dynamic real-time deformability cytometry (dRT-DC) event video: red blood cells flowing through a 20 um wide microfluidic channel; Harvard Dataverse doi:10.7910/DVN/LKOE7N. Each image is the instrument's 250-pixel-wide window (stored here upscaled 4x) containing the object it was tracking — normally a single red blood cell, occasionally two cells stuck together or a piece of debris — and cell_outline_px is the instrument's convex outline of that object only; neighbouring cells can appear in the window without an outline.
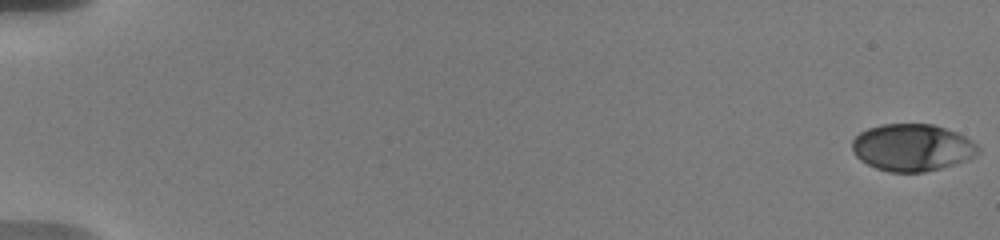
{"species": "human", "species_latin": "Homo sapiens", "temperature_condition": "warm", "stored_images_in_passage": 45, "camera_frame_rate_fps": 3000, "um_per_image_px": 0.085, "donor": {"sex": "male"}, "frame": {"image": 1, "passage_image": 1, "time_ms": 0.0, "image_size_px": [1000, 240], "cell_outline_px": [[980, 148], [972, 156], [964, 160], [940, 168], [924, 172], [888, 172], [876, 168], [860, 160], [856, 156], [852, 148], [852, 140], [860, 132], [868, 128], [884, 124], [932, 124], [956, 132], [972, 140]], "centroid_in_image_um": [77.49, 12.53], "position_along_channel_um": 7.5, "area_um2": 34.22}}
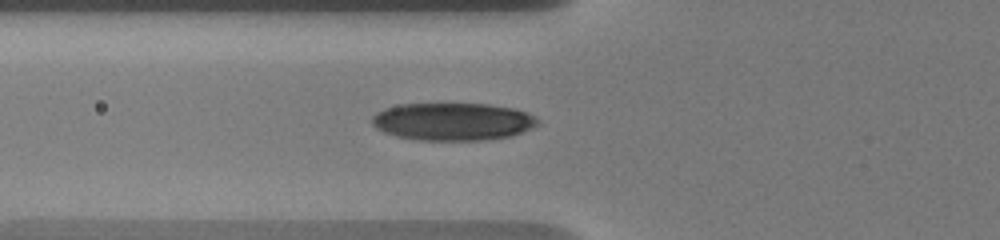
{"frame": {"image": 2, "passage_image": 18, "time_ms": 7.333, "image_size_px": [1000, 240], "cell_outline_px": [[536, 124], [532, 128], [512, 136], [484, 140], [416, 140], [396, 136], [384, 132], [376, 128], [372, 124], [372, 116], [376, 112], [384, 108], [400, 104], [488, 104], [512, 108], [536, 116]], "centroid_in_image_um": [38.44, 10.34], "position_along_channel_um": 87.4, "area_um2": 36.3}}
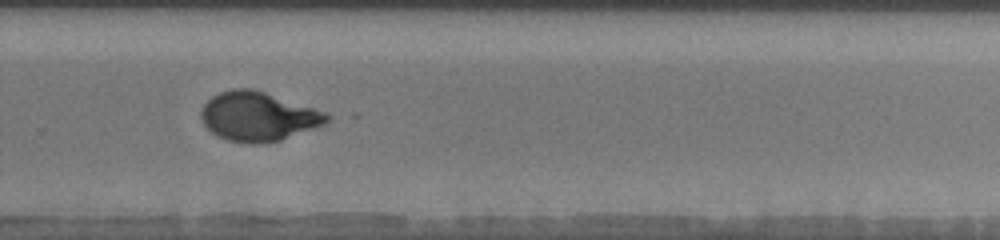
{"frame": {"image": 3, "passage_image": 32, "time_ms": 13.333, "image_size_px": [1000, 240], "cell_outline_px": [[332, 116], [324, 124], [280, 140], [264, 144], [252, 144], [228, 140], [212, 132], [204, 124], [200, 116], [200, 112], [204, 104], [212, 96], [220, 92], [232, 88], [252, 88], [324, 112]], "centroid_in_image_um": [21.9, 9.9], "position_along_channel_um": 307.9, "area_um2": 35.55}, "authors_computed_cell_mechanics": {"area_um2": 35.4314, "velocity_mm_per_s": 3.6804, "shape_relaxation_time_tau1_ms": 7.0975, "shape_relaxation_time_tau2_ms": null, "deformation_change_tau1": 0.2492, "deformation_change_tau2": null}}